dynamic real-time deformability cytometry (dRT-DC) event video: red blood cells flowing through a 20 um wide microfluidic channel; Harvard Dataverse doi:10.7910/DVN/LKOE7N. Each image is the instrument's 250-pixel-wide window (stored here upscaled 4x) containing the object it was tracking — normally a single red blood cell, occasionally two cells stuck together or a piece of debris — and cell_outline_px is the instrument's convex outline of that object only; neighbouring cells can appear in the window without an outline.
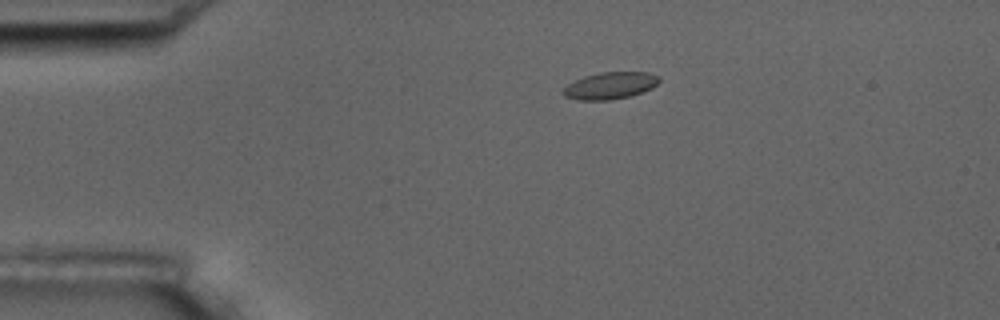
{"species": "common noctule bat (a hibernating species)", "species_latin": "Nyctalus noctula", "temperature_condition": "room temperature", "stored_images_in_passage": 14, "camera_frame_rate_fps": 3000, "um_per_image_px": 0.085, "animal": {"sex": "male", "body_mass_g": 17.5, "forearm_length_mm": 52.3}, "frame": {"image": 1, "passage_image": 1, "time_ms": 0.0, "image_size_px": [1000, 320], "cell_outline_px": [[660, 80], [652, 88], [644, 92], [632, 96], [608, 100], [580, 100], [564, 96], [560, 92], [568, 84], [584, 76], [600, 72], [648, 72], [660, 76]], "centroid_in_image_um": [51.88, 7.28], "position_along_channel_um": 33.1, "area_um2": 15.2}}
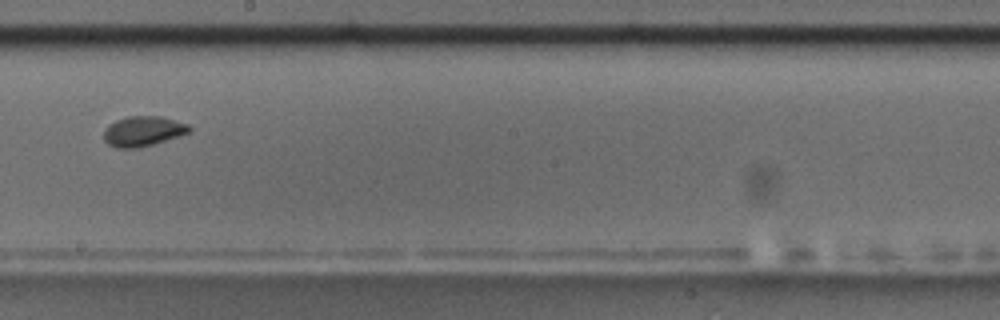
{"frame": {"image": 2, "passage_image": 7, "time_ms": 7.0, "image_size_px": [1000, 320], "cell_outline_px": [[192, 128], [188, 132], [180, 136], [156, 144], [136, 148], [116, 148], [108, 144], [104, 140], [104, 128], [108, 124], [116, 120], [128, 116], [160, 116], [188, 124]], "centroid_in_image_um": [12.14, 11.16], "position_along_channel_um": 236.1, "area_um2": 15.14}}
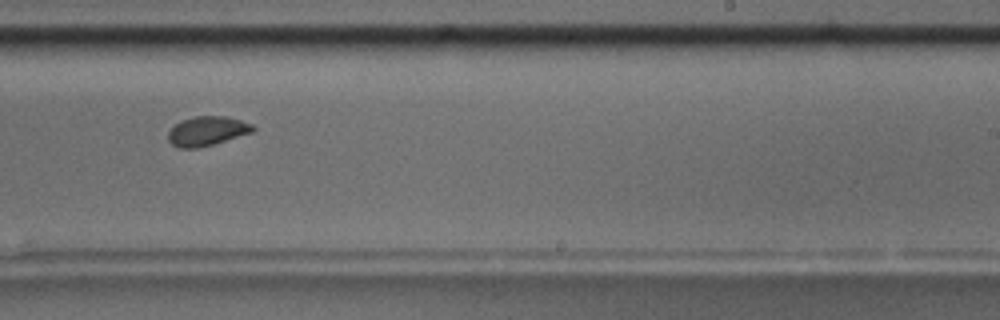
{"frame": {"image": 3, "passage_image": 8, "time_ms": 8.0, "image_size_px": [1000, 320], "cell_outline_px": [[256, 128], [252, 132], [212, 144], [196, 148], [180, 148], [172, 144], [168, 140], [168, 132], [180, 120], [196, 116], [228, 116], [252, 124]], "centroid_in_image_um": [17.59, 11.12], "position_along_channel_um": 271.4, "area_um2": 14.33}, "authors_computed_cell_mechanics": {"area_um2": 14.6812, "velocity_mm_per_s": 3.5408, "shape_relaxation_time_tau1_ms": 1.7396, "shape_relaxation_time_tau2_ms": 1.3126, "deformation_change_tau1": 0.0786, "deformation_change_tau2": 0.0299}}